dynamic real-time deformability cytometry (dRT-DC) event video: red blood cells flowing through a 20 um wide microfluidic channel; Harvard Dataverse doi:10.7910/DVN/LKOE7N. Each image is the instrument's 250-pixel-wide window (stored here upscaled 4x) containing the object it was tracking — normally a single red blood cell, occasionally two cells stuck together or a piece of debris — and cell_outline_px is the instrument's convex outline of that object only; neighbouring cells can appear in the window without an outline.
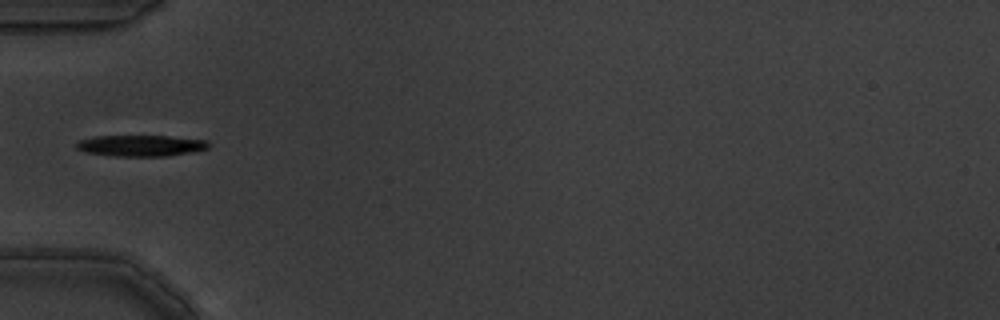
{"species": "common noctule bat (a hibernating species)", "species_latin": "Nyctalus noctula", "temperature_condition": "warm", "stored_images_in_passage": 16, "camera_frame_rate_fps": 3000, "um_per_image_px": 0.085, "animal": {"sex": "male", "body_mass_g": 19.5, "forearm_length_mm": 54.6}, "frame": {"image": 1, "passage_image": 6, "time_ms": 1.667, "image_size_px": [1000, 320], "cell_outline_px": [[208, 148], [196, 152], [168, 156], [112, 156], [88, 152], [76, 148], [76, 144], [80, 140], [92, 136], [168, 136], [208, 140]], "centroid_in_image_um": [12.01, 12.38], "position_along_channel_um": 73.0, "area_um2": 16.36}}
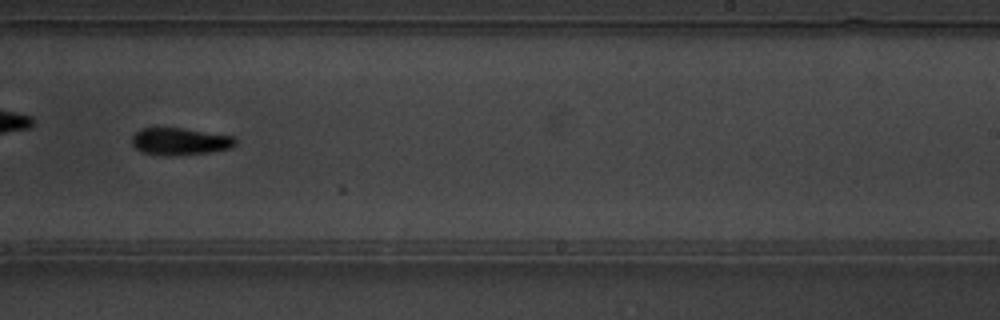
{"frame": {"image": 2, "passage_image": 11, "time_ms": 3.333, "image_size_px": [1000, 320], "cell_outline_px": [[236, 144], [232, 148], [208, 152], [172, 156], [160, 156], [144, 152], [136, 148], [132, 144], [132, 136], [140, 128], [184, 128], [236, 136]], "centroid_in_image_um": [15.32, 12.02], "position_along_channel_um": 273.7, "area_um2": 16.59}}
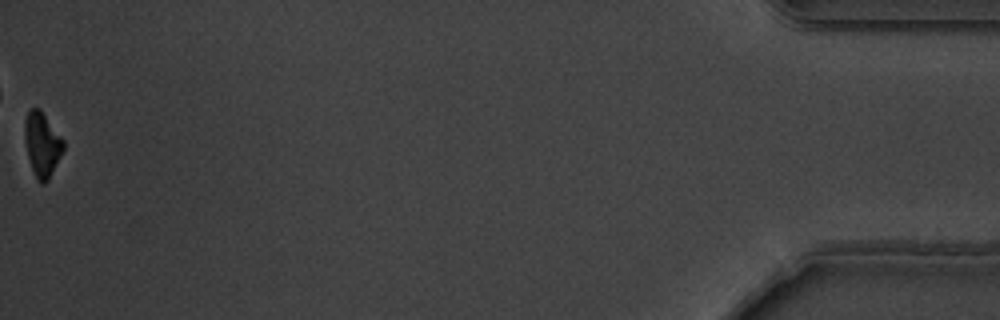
{"frame": {"image": 3, "passage_image": 16, "time_ms": 5.0, "image_size_px": [1000, 320], "cell_outline_px": [[64, 148], [48, 180], [44, 184], [40, 184], [36, 180], [28, 156], [24, 140], [24, 120], [28, 112], [32, 108], [40, 108], [64, 140]], "centroid_in_image_um": [3.57, 12.26], "position_along_channel_um": 431.6, "area_um2": 14.51}}